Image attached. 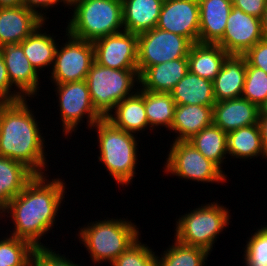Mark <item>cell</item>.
<instances>
[{"mask_svg": "<svg viewBox=\"0 0 267 266\" xmlns=\"http://www.w3.org/2000/svg\"><path fill=\"white\" fill-rule=\"evenodd\" d=\"M46 175H35L0 212L1 218L9 215L13 221L10 236L29 242L34 248H48L41 239L54 228L67 193L64 179L50 180Z\"/></svg>", "mask_w": 267, "mask_h": 266, "instance_id": "obj_1", "label": "cell"}, {"mask_svg": "<svg viewBox=\"0 0 267 266\" xmlns=\"http://www.w3.org/2000/svg\"><path fill=\"white\" fill-rule=\"evenodd\" d=\"M26 98L0 103V156L21 162L35 175L48 167L45 138Z\"/></svg>", "mask_w": 267, "mask_h": 266, "instance_id": "obj_2", "label": "cell"}, {"mask_svg": "<svg viewBox=\"0 0 267 266\" xmlns=\"http://www.w3.org/2000/svg\"><path fill=\"white\" fill-rule=\"evenodd\" d=\"M97 132L99 143L98 160L104 164L109 175L122 186H129L136 174L138 164L137 135L114 126L106 118L100 119L91 128Z\"/></svg>", "mask_w": 267, "mask_h": 266, "instance_id": "obj_3", "label": "cell"}, {"mask_svg": "<svg viewBox=\"0 0 267 266\" xmlns=\"http://www.w3.org/2000/svg\"><path fill=\"white\" fill-rule=\"evenodd\" d=\"M84 244L93 264L112 263L120 254L133 245L141 233L139 227L127 218H107L90 222L77 234ZM81 240V241H80Z\"/></svg>", "mask_w": 267, "mask_h": 266, "instance_id": "obj_4", "label": "cell"}, {"mask_svg": "<svg viewBox=\"0 0 267 266\" xmlns=\"http://www.w3.org/2000/svg\"><path fill=\"white\" fill-rule=\"evenodd\" d=\"M71 9L65 32L73 37L94 42L124 31L122 0H80Z\"/></svg>", "mask_w": 267, "mask_h": 266, "instance_id": "obj_5", "label": "cell"}, {"mask_svg": "<svg viewBox=\"0 0 267 266\" xmlns=\"http://www.w3.org/2000/svg\"><path fill=\"white\" fill-rule=\"evenodd\" d=\"M229 209L217 202H209L179 216L174 239L180 243L201 247L209 253L218 235L230 224Z\"/></svg>", "mask_w": 267, "mask_h": 266, "instance_id": "obj_6", "label": "cell"}, {"mask_svg": "<svg viewBox=\"0 0 267 266\" xmlns=\"http://www.w3.org/2000/svg\"><path fill=\"white\" fill-rule=\"evenodd\" d=\"M86 82L94 108L105 118L119 102L138 90V69H111L94 62Z\"/></svg>", "mask_w": 267, "mask_h": 266, "instance_id": "obj_7", "label": "cell"}, {"mask_svg": "<svg viewBox=\"0 0 267 266\" xmlns=\"http://www.w3.org/2000/svg\"><path fill=\"white\" fill-rule=\"evenodd\" d=\"M166 158L164 173L203 183H225L227 175L188 141H173Z\"/></svg>", "mask_w": 267, "mask_h": 266, "instance_id": "obj_8", "label": "cell"}, {"mask_svg": "<svg viewBox=\"0 0 267 266\" xmlns=\"http://www.w3.org/2000/svg\"><path fill=\"white\" fill-rule=\"evenodd\" d=\"M192 45L188 38L157 27L138 34V75L150 66L188 57Z\"/></svg>", "mask_w": 267, "mask_h": 266, "instance_id": "obj_9", "label": "cell"}, {"mask_svg": "<svg viewBox=\"0 0 267 266\" xmlns=\"http://www.w3.org/2000/svg\"><path fill=\"white\" fill-rule=\"evenodd\" d=\"M65 37L67 40L62 43L63 46H57L54 63L52 68L50 67L52 70L49 80L52 84L86 80L95 62L93 42L78 39L69 33Z\"/></svg>", "mask_w": 267, "mask_h": 266, "instance_id": "obj_10", "label": "cell"}, {"mask_svg": "<svg viewBox=\"0 0 267 266\" xmlns=\"http://www.w3.org/2000/svg\"><path fill=\"white\" fill-rule=\"evenodd\" d=\"M53 85L56 86L57 97L59 96V116L61 117L64 135L69 136L70 134L72 136L71 133L77 131L78 125L81 121L83 123L84 117L87 119L88 128H91L103 118L92 104L86 80Z\"/></svg>", "mask_w": 267, "mask_h": 266, "instance_id": "obj_11", "label": "cell"}, {"mask_svg": "<svg viewBox=\"0 0 267 266\" xmlns=\"http://www.w3.org/2000/svg\"><path fill=\"white\" fill-rule=\"evenodd\" d=\"M94 59L111 69H138V34L122 31L93 42Z\"/></svg>", "mask_w": 267, "mask_h": 266, "instance_id": "obj_12", "label": "cell"}, {"mask_svg": "<svg viewBox=\"0 0 267 266\" xmlns=\"http://www.w3.org/2000/svg\"><path fill=\"white\" fill-rule=\"evenodd\" d=\"M262 39L261 19L233 7L224 35L217 44L229 55H244Z\"/></svg>", "mask_w": 267, "mask_h": 266, "instance_id": "obj_13", "label": "cell"}, {"mask_svg": "<svg viewBox=\"0 0 267 266\" xmlns=\"http://www.w3.org/2000/svg\"><path fill=\"white\" fill-rule=\"evenodd\" d=\"M156 27L199 42L198 0H164Z\"/></svg>", "mask_w": 267, "mask_h": 266, "instance_id": "obj_14", "label": "cell"}, {"mask_svg": "<svg viewBox=\"0 0 267 266\" xmlns=\"http://www.w3.org/2000/svg\"><path fill=\"white\" fill-rule=\"evenodd\" d=\"M9 81L12 86L27 100L37 96L39 88V73L30 64L20 44L4 45L0 47ZM14 84V85H13Z\"/></svg>", "mask_w": 267, "mask_h": 266, "instance_id": "obj_15", "label": "cell"}, {"mask_svg": "<svg viewBox=\"0 0 267 266\" xmlns=\"http://www.w3.org/2000/svg\"><path fill=\"white\" fill-rule=\"evenodd\" d=\"M44 22L23 5L0 8V47L20 44Z\"/></svg>", "mask_w": 267, "mask_h": 266, "instance_id": "obj_16", "label": "cell"}, {"mask_svg": "<svg viewBox=\"0 0 267 266\" xmlns=\"http://www.w3.org/2000/svg\"><path fill=\"white\" fill-rule=\"evenodd\" d=\"M258 120L259 107L243 97L216 102L213 105V124L226 133L258 124Z\"/></svg>", "mask_w": 267, "mask_h": 266, "instance_id": "obj_17", "label": "cell"}, {"mask_svg": "<svg viewBox=\"0 0 267 266\" xmlns=\"http://www.w3.org/2000/svg\"><path fill=\"white\" fill-rule=\"evenodd\" d=\"M199 42L217 44L223 37L232 0H198Z\"/></svg>", "mask_w": 267, "mask_h": 266, "instance_id": "obj_18", "label": "cell"}, {"mask_svg": "<svg viewBox=\"0 0 267 266\" xmlns=\"http://www.w3.org/2000/svg\"><path fill=\"white\" fill-rule=\"evenodd\" d=\"M188 71L187 57L153 65L139 75L138 87L150 92L170 93Z\"/></svg>", "mask_w": 267, "mask_h": 266, "instance_id": "obj_19", "label": "cell"}, {"mask_svg": "<svg viewBox=\"0 0 267 266\" xmlns=\"http://www.w3.org/2000/svg\"><path fill=\"white\" fill-rule=\"evenodd\" d=\"M113 110L105 118L126 132L138 134L150 127L145 110L144 90L141 88L119 102Z\"/></svg>", "mask_w": 267, "mask_h": 266, "instance_id": "obj_20", "label": "cell"}, {"mask_svg": "<svg viewBox=\"0 0 267 266\" xmlns=\"http://www.w3.org/2000/svg\"><path fill=\"white\" fill-rule=\"evenodd\" d=\"M246 76V59L243 55H229L213 80L216 102L239 98L242 95Z\"/></svg>", "mask_w": 267, "mask_h": 266, "instance_id": "obj_21", "label": "cell"}, {"mask_svg": "<svg viewBox=\"0 0 267 266\" xmlns=\"http://www.w3.org/2000/svg\"><path fill=\"white\" fill-rule=\"evenodd\" d=\"M212 124L213 106L176 105L170 130L177 133L174 141H188Z\"/></svg>", "mask_w": 267, "mask_h": 266, "instance_id": "obj_22", "label": "cell"}, {"mask_svg": "<svg viewBox=\"0 0 267 266\" xmlns=\"http://www.w3.org/2000/svg\"><path fill=\"white\" fill-rule=\"evenodd\" d=\"M164 0H122L124 31L140 34L157 26Z\"/></svg>", "mask_w": 267, "mask_h": 266, "instance_id": "obj_23", "label": "cell"}, {"mask_svg": "<svg viewBox=\"0 0 267 266\" xmlns=\"http://www.w3.org/2000/svg\"><path fill=\"white\" fill-rule=\"evenodd\" d=\"M228 56L229 54L218 44L194 43L187 57L189 71L213 81Z\"/></svg>", "mask_w": 267, "mask_h": 266, "instance_id": "obj_24", "label": "cell"}, {"mask_svg": "<svg viewBox=\"0 0 267 266\" xmlns=\"http://www.w3.org/2000/svg\"><path fill=\"white\" fill-rule=\"evenodd\" d=\"M176 105L213 106V81L188 71L170 92Z\"/></svg>", "mask_w": 267, "mask_h": 266, "instance_id": "obj_25", "label": "cell"}, {"mask_svg": "<svg viewBox=\"0 0 267 266\" xmlns=\"http://www.w3.org/2000/svg\"><path fill=\"white\" fill-rule=\"evenodd\" d=\"M34 176L21 162L0 156V212Z\"/></svg>", "mask_w": 267, "mask_h": 266, "instance_id": "obj_26", "label": "cell"}, {"mask_svg": "<svg viewBox=\"0 0 267 266\" xmlns=\"http://www.w3.org/2000/svg\"><path fill=\"white\" fill-rule=\"evenodd\" d=\"M43 25H46V21L20 43L25 56L38 73H40V70L50 67V65L51 67L53 66L56 49L59 44V42L56 43V36H51V34H47V31L42 29Z\"/></svg>", "mask_w": 267, "mask_h": 266, "instance_id": "obj_27", "label": "cell"}, {"mask_svg": "<svg viewBox=\"0 0 267 266\" xmlns=\"http://www.w3.org/2000/svg\"><path fill=\"white\" fill-rule=\"evenodd\" d=\"M227 151L231 158L245 159L244 161L257 158L260 155L262 159H266L259 125L253 124L228 132Z\"/></svg>", "mask_w": 267, "mask_h": 266, "instance_id": "obj_28", "label": "cell"}, {"mask_svg": "<svg viewBox=\"0 0 267 266\" xmlns=\"http://www.w3.org/2000/svg\"><path fill=\"white\" fill-rule=\"evenodd\" d=\"M188 142L222 170L223 160L228 155L225 131L212 124L194 135Z\"/></svg>", "mask_w": 267, "mask_h": 266, "instance_id": "obj_29", "label": "cell"}, {"mask_svg": "<svg viewBox=\"0 0 267 266\" xmlns=\"http://www.w3.org/2000/svg\"><path fill=\"white\" fill-rule=\"evenodd\" d=\"M144 102L149 129L154 130L159 126L171 129L176 107L171 94L144 90Z\"/></svg>", "mask_w": 267, "mask_h": 266, "instance_id": "obj_30", "label": "cell"}, {"mask_svg": "<svg viewBox=\"0 0 267 266\" xmlns=\"http://www.w3.org/2000/svg\"><path fill=\"white\" fill-rule=\"evenodd\" d=\"M161 256L156 255L157 266H204L210 255L201 247L189 246L174 239Z\"/></svg>", "mask_w": 267, "mask_h": 266, "instance_id": "obj_31", "label": "cell"}, {"mask_svg": "<svg viewBox=\"0 0 267 266\" xmlns=\"http://www.w3.org/2000/svg\"><path fill=\"white\" fill-rule=\"evenodd\" d=\"M8 236L0 239V263L11 264V266H30L35 248L25 240L10 234Z\"/></svg>", "mask_w": 267, "mask_h": 266, "instance_id": "obj_32", "label": "cell"}, {"mask_svg": "<svg viewBox=\"0 0 267 266\" xmlns=\"http://www.w3.org/2000/svg\"><path fill=\"white\" fill-rule=\"evenodd\" d=\"M241 97L258 107L267 99V73L253 66H246L245 83Z\"/></svg>", "mask_w": 267, "mask_h": 266, "instance_id": "obj_33", "label": "cell"}, {"mask_svg": "<svg viewBox=\"0 0 267 266\" xmlns=\"http://www.w3.org/2000/svg\"><path fill=\"white\" fill-rule=\"evenodd\" d=\"M253 234V235H252ZM243 248L245 266H267V225L258 228Z\"/></svg>", "mask_w": 267, "mask_h": 266, "instance_id": "obj_34", "label": "cell"}, {"mask_svg": "<svg viewBox=\"0 0 267 266\" xmlns=\"http://www.w3.org/2000/svg\"><path fill=\"white\" fill-rule=\"evenodd\" d=\"M138 239L120 254L110 266H157V258L151 247Z\"/></svg>", "mask_w": 267, "mask_h": 266, "instance_id": "obj_35", "label": "cell"}, {"mask_svg": "<svg viewBox=\"0 0 267 266\" xmlns=\"http://www.w3.org/2000/svg\"><path fill=\"white\" fill-rule=\"evenodd\" d=\"M52 248H35L30 266H80ZM75 263V264H74ZM82 266V265H81Z\"/></svg>", "mask_w": 267, "mask_h": 266, "instance_id": "obj_36", "label": "cell"}, {"mask_svg": "<svg viewBox=\"0 0 267 266\" xmlns=\"http://www.w3.org/2000/svg\"><path fill=\"white\" fill-rule=\"evenodd\" d=\"M246 66H253L267 73V41L262 39L251 47L244 55Z\"/></svg>", "mask_w": 267, "mask_h": 266, "instance_id": "obj_37", "label": "cell"}, {"mask_svg": "<svg viewBox=\"0 0 267 266\" xmlns=\"http://www.w3.org/2000/svg\"><path fill=\"white\" fill-rule=\"evenodd\" d=\"M12 88L15 89V87L10 84L7 68L0 52V103L14 102L24 98L18 90Z\"/></svg>", "mask_w": 267, "mask_h": 266, "instance_id": "obj_38", "label": "cell"}, {"mask_svg": "<svg viewBox=\"0 0 267 266\" xmlns=\"http://www.w3.org/2000/svg\"><path fill=\"white\" fill-rule=\"evenodd\" d=\"M232 5L249 15L261 19L267 6V0H232Z\"/></svg>", "mask_w": 267, "mask_h": 266, "instance_id": "obj_39", "label": "cell"}, {"mask_svg": "<svg viewBox=\"0 0 267 266\" xmlns=\"http://www.w3.org/2000/svg\"><path fill=\"white\" fill-rule=\"evenodd\" d=\"M60 3H62V0H23V6L34 11L44 21L49 19V17L46 14L44 15L42 10L47 11L49 8L51 9Z\"/></svg>", "mask_w": 267, "mask_h": 266, "instance_id": "obj_40", "label": "cell"}, {"mask_svg": "<svg viewBox=\"0 0 267 266\" xmlns=\"http://www.w3.org/2000/svg\"><path fill=\"white\" fill-rule=\"evenodd\" d=\"M258 125L261 133L262 147L267 159V117H259Z\"/></svg>", "mask_w": 267, "mask_h": 266, "instance_id": "obj_41", "label": "cell"}, {"mask_svg": "<svg viewBox=\"0 0 267 266\" xmlns=\"http://www.w3.org/2000/svg\"><path fill=\"white\" fill-rule=\"evenodd\" d=\"M23 5V0H0V8Z\"/></svg>", "mask_w": 267, "mask_h": 266, "instance_id": "obj_42", "label": "cell"}, {"mask_svg": "<svg viewBox=\"0 0 267 266\" xmlns=\"http://www.w3.org/2000/svg\"><path fill=\"white\" fill-rule=\"evenodd\" d=\"M261 30L263 39L267 41V6L261 18Z\"/></svg>", "mask_w": 267, "mask_h": 266, "instance_id": "obj_43", "label": "cell"}, {"mask_svg": "<svg viewBox=\"0 0 267 266\" xmlns=\"http://www.w3.org/2000/svg\"><path fill=\"white\" fill-rule=\"evenodd\" d=\"M259 117H267V99L259 106Z\"/></svg>", "mask_w": 267, "mask_h": 266, "instance_id": "obj_44", "label": "cell"}, {"mask_svg": "<svg viewBox=\"0 0 267 266\" xmlns=\"http://www.w3.org/2000/svg\"><path fill=\"white\" fill-rule=\"evenodd\" d=\"M78 1H80V0H62L65 7L66 6L69 7L68 9H71V6H73Z\"/></svg>", "mask_w": 267, "mask_h": 266, "instance_id": "obj_45", "label": "cell"}, {"mask_svg": "<svg viewBox=\"0 0 267 266\" xmlns=\"http://www.w3.org/2000/svg\"><path fill=\"white\" fill-rule=\"evenodd\" d=\"M0 266H11V264H2V263H0Z\"/></svg>", "mask_w": 267, "mask_h": 266, "instance_id": "obj_46", "label": "cell"}]
</instances>
